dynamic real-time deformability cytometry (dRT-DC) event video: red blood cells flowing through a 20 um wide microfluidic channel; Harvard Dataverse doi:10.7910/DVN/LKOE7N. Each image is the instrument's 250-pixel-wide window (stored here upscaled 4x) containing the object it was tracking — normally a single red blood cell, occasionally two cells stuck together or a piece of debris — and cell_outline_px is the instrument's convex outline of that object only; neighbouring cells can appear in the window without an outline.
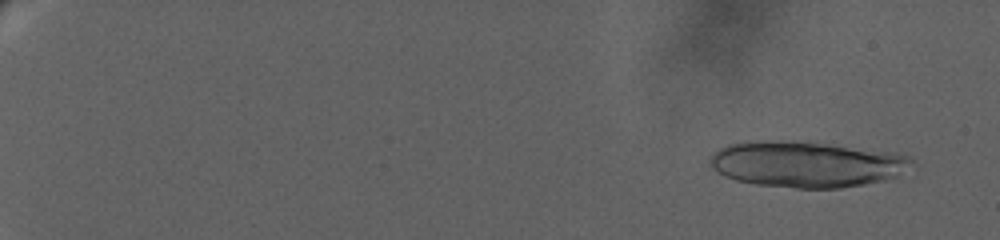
{"species": "human", "species_latin": "Homo sapiens", "temperature_condition": "warm", "stored_images_in_passage": 37, "camera_frame_rate_fps": 3000, "um_per_image_px": 0.085, "donor": {"sex": "female"}, "frame": {"image": 1, "passage_image": 8, "time_ms": 1.333, "image_size_px": [1000, 240], "cell_outline_px": [[916, 164], [896, 176], [884, 180], [864, 184], [840, 188], [796, 188], [756, 184], [736, 180], [724, 176], [716, 172], [708, 164], [708, 160], [720, 148], [728, 144], [748, 140], [812, 140], [888, 152], [908, 156]], "centroid_in_image_um": [68.52, 13.93], "position_along_channel_um": 16.5, "area_um2": 54.85}}
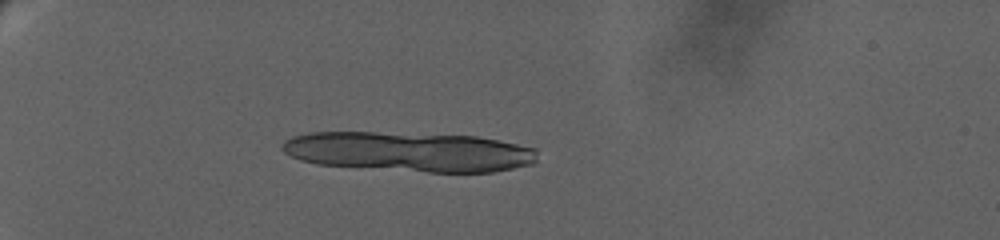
{"frame": {"image": 2, "passage_image": 32, "time_ms": 7.333, "image_size_px": [1000, 240], "cell_outline_px": [[536, 160], [532, 164], [492, 172], [428, 172], [316, 164], [300, 160], [284, 152], [280, 148], [280, 144], [284, 140], [292, 136], [308, 132], [376, 132], [476, 136], [536, 148]], "centroid_in_image_um": [34.72, 12.89], "position_along_channel_um": 50.3, "area_um2": 59.01}}